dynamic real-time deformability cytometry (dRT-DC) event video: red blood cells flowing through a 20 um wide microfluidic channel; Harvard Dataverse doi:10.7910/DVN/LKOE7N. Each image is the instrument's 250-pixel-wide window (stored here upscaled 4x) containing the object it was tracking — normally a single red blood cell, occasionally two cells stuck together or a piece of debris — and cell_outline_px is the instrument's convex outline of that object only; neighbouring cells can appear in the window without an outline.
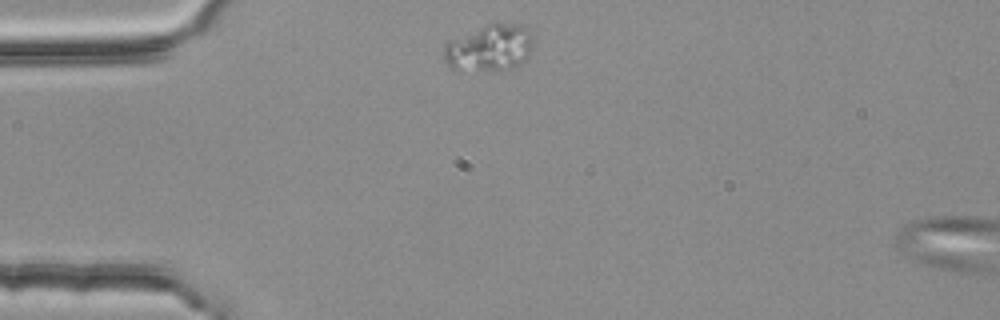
{"species": "common noctule bat (a hibernating species)", "species_latin": "Nyctalus noctula", "temperature_condition": "room temperature", "stored_images_in_passage": 2, "segment_of_instrument_passage": [1, 2], "camera_frame_rate_fps": 3000, "um_per_image_px": 0.085, "animal": {"sex": "female", "body_mass_g": 25.1}, "frame": {"image": 1, "passage_image": 1, "time_ms": 0.0, "image_size_px": [1000, 320], "cell_outline_px": [[532, 52], [520, 64], [512, 68], [452, 72], [448, 68], [444, 60], [444, 44], [448, 40], [488, 24], [508, 24], [524, 28], [532, 36]], "centroid_in_image_um": [41.51, 4.12], "position_along_channel_um": 43.5, "area_um2": 24.28}}